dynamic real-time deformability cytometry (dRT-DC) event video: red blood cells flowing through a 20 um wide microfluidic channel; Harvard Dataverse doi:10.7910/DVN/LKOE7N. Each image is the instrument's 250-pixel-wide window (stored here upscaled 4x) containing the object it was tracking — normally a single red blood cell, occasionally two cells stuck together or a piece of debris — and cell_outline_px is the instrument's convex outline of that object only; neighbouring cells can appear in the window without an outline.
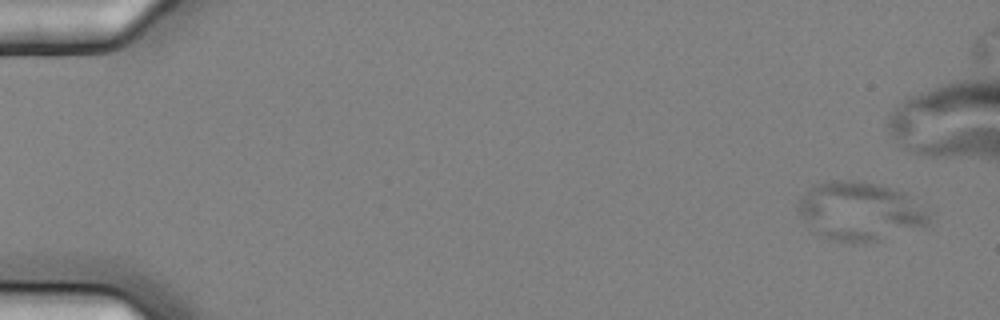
{"species": "common noctule bat (a hibernating species)", "species_latin": "Nyctalus noctula", "temperature_condition": "cold", "stored_images_in_passage": 5, "camera_frame_rate_fps": 3000, "um_per_image_px": 0.085, "animal": {"sex": "female", "body_mass_g": 25.1}, "frame": {"image": 1, "passage_image": 1, "time_ms": 0.0, "image_size_px": [1000, 320], "cell_outline_px": [[932, 212], [928, 220], [924, 224], [880, 240], [852, 244], [832, 240], [808, 232], [796, 208], [800, 196], [812, 184], [836, 180], [856, 180], [880, 184], [904, 192]], "centroid_in_image_um": [72.99, 17.95], "position_along_channel_um": 12.0, "area_um2": 45.43}}